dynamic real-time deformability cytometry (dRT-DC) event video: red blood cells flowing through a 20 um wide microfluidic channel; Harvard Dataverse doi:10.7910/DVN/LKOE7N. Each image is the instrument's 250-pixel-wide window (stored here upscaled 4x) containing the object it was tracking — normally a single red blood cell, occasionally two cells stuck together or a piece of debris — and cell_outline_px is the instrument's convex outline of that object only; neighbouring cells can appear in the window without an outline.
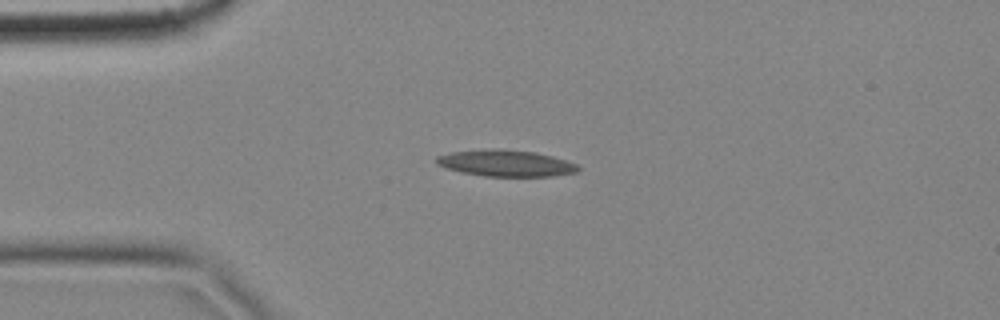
{"species": "common noctule bat (a hibernating species)", "species_latin": "Nyctalus noctula", "temperature_condition": "cold", "stored_images_in_passage": 5, "camera_frame_rate_fps": 3000, "um_per_image_px": 0.085, "animal": {"sex": "female", "body_mass_g": 18.4}, "frame": {"image": 1, "passage_image": 4, "time_ms": 1.0, "image_size_px": [1000, 320], "cell_outline_px": [[580, 168], [576, 172], [552, 176], [484, 176], [444, 168], [436, 164], [436, 156], [452, 152], [536, 152], [552, 156], [576, 164]], "centroid_in_image_um": [43.03, 13.93], "position_along_channel_um": 42.0, "area_um2": 20.46}}